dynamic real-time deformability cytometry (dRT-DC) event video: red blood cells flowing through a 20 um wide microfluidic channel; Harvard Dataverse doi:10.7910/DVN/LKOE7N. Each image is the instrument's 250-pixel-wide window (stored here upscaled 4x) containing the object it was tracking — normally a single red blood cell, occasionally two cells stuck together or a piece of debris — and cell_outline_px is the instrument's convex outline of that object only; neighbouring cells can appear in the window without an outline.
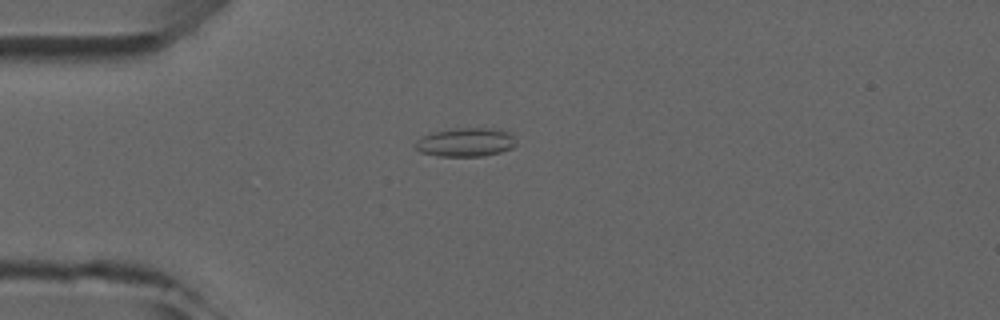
{"species": "common noctule bat (a hibernating species)", "species_latin": "Nyctalus noctula", "temperature_condition": "room temperature", "stored_images_in_passage": 5, "camera_frame_rate_fps": 3000, "um_per_image_px": 0.085, "animal": {"sex": "male", "forearm_length_mm": 52.5}, "frame": {"image": 1, "passage_image": 4, "time_ms": 3.667, "image_size_px": [1000, 320], "cell_outline_px": [[516, 144], [512, 148], [500, 152], [484, 156], [436, 156], [420, 152], [412, 148], [416, 140], [432, 132], [456, 128], [492, 128], [508, 132], [516, 140]], "centroid_in_image_um": [39.54, 12.1], "position_along_channel_um": 45.5, "area_um2": 16.99}}